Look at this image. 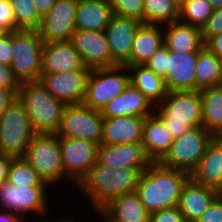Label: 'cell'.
<instances>
[{"instance_id": "6da1fadb", "label": "cell", "mask_w": 222, "mask_h": 222, "mask_svg": "<svg viewBox=\"0 0 222 222\" xmlns=\"http://www.w3.org/2000/svg\"><path fill=\"white\" fill-rule=\"evenodd\" d=\"M145 169L129 167L113 169L96 161L76 188L87 197L95 212L115 197L136 192L140 176Z\"/></svg>"}, {"instance_id": "7a4b0ae2", "label": "cell", "mask_w": 222, "mask_h": 222, "mask_svg": "<svg viewBox=\"0 0 222 222\" xmlns=\"http://www.w3.org/2000/svg\"><path fill=\"white\" fill-rule=\"evenodd\" d=\"M190 178L186 172L151 162L142 172L136 193L149 213L178 205L183 185Z\"/></svg>"}, {"instance_id": "3957f363", "label": "cell", "mask_w": 222, "mask_h": 222, "mask_svg": "<svg viewBox=\"0 0 222 222\" xmlns=\"http://www.w3.org/2000/svg\"><path fill=\"white\" fill-rule=\"evenodd\" d=\"M17 98L35 134H56L66 106L64 102L54 98L39 81L20 83Z\"/></svg>"}, {"instance_id": "277c9868", "label": "cell", "mask_w": 222, "mask_h": 222, "mask_svg": "<svg viewBox=\"0 0 222 222\" xmlns=\"http://www.w3.org/2000/svg\"><path fill=\"white\" fill-rule=\"evenodd\" d=\"M154 114L175 139L192 127L202 126L200 92L196 90L168 92L155 106Z\"/></svg>"}, {"instance_id": "5b68a950", "label": "cell", "mask_w": 222, "mask_h": 222, "mask_svg": "<svg viewBox=\"0 0 222 222\" xmlns=\"http://www.w3.org/2000/svg\"><path fill=\"white\" fill-rule=\"evenodd\" d=\"M24 158L49 186L64 180L73 183L64 173L59 137L56 134H35Z\"/></svg>"}, {"instance_id": "8992f818", "label": "cell", "mask_w": 222, "mask_h": 222, "mask_svg": "<svg viewBox=\"0 0 222 222\" xmlns=\"http://www.w3.org/2000/svg\"><path fill=\"white\" fill-rule=\"evenodd\" d=\"M43 40L37 30L12 31L10 68L19 83L38 81L42 67Z\"/></svg>"}, {"instance_id": "52a82bcc", "label": "cell", "mask_w": 222, "mask_h": 222, "mask_svg": "<svg viewBox=\"0 0 222 222\" xmlns=\"http://www.w3.org/2000/svg\"><path fill=\"white\" fill-rule=\"evenodd\" d=\"M34 135L23 104L15 98L0 116V152L24 157Z\"/></svg>"}, {"instance_id": "ba28073f", "label": "cell", "mask_w": 222, "mask_h": 222, "mask_svg": "<svg viewBox=\"0 0 222 222\" xmlns=\"http://www.w3.org/2000/svg\"><path fill=\"white\" fill-rule=\"evenodd\" d=\"M213 139L214 135L203 126L192 127L174 139L169 152L160 163L190 175Z\"/></svg>"}, {"instance_id": "9c48e42d", "label": "cell", "mask_w": 222, "mask_h": 222, "mask_svg": "<svg viewBox=\"0 0 222 222\" xmlns=\"http://www.w3.org/2000/svg\"><path fill=\"white\" fill-rule=\"evenodd\" d=\"M129 83L130 74L125 65L91 69L83 104L102 111L107 103L120 95Z\"/></svg>"}, {"instance_id": "30bf717a", "label": "cell", "mask_w": 222, "mask_h": 222, "mask_svg": "<svg viewBox=\"0 0 222 222\" xmlns=\"http://www.w3.org/2000/svg\"><path fill=\"white\" fill-rule=\"evenodd\" d=\"M103 119L101 111L84 104L66 105L56 135L90 140L100 145Z\"/></svg>"}, {"instance_id": "8fae6325", "label": "cell", "mask_w": 222, "mask_h": 222, "mask_svg": "<svg viewBox=\"0 0 222 222\" xmlns=\"http://www.w3.org/2000/svg\"><path fill=\"white\" fill-rule=\"evenodd\" d=\"M48 187H16L8 180L3 181L0 183V209L16 213L24 220L32 213L38 217L44 216L49 211L46 193Z\"/></svg>"}, {"instance_id": "7c38bea8", "label": "cell", "mask_w": 222, "mask_h": 222, "mask_svg": "<svg viewBox=\"0 0 222 222\" xmlns=\"http://www.w3.org/2000/svg\"><path fill=\"white\" fill-rule=\"evenodd\" d=\"M58 137L64 173L76 186L97 161L99 145L85 139Z\"/></svg>"}, {"instance_id": "4fadbf2b", "label": "cell", "mask_w": 222, "mask_h": 222, "mask_svg": "<svg viewBox=\"0 0 222 222\" xmlns=\"http://www.w3.org/2000/svg\"><path fill=\"white\" fill-rule=\"evenodd\" d=\"M91 68L58 74H40L39 83L56 99L66 105L83 104Z\"/></svg>"}, {"instance_id": "5bb4252c", "label": "cell", "mask_w": 222, "mask_h": 222, "mask_svg": "<svg viewBox=\"0 0 222 222\" xmlns=\"http://www.w3.org/2000/svg\"><path fill=\"white\" fill-rule=\"evenodd\" d=\"M78 0H55L41 18L37 29L44 43L70 41L75 32V13Z\"/></svg>"}, {"instance_id": "9a60e30c", "label": "cell", "mask_w": 222, "mask_h": 222, "mask_svg": "<svg viewBox=\"0 0 222 222\" xmlns=\"http://www.w3.org/2000/svg\"><path fill=\"white\" fill-rule=\"evenodd\" d=\"M84 66L94 68L114 67L105 30H75L70 40Z\"/></svg>"}, {"instance_id": "2e32d148", "label": "cell", "mask_w": 222, "mask_h": 222, "mask_svg": "<svg viewBox=\"0 0 222 222\" xmlns=\"http://www.w3.org/2000/svg\"><path fill=\"white\" fill-rule=\"evenodd\" d=\"M142 22L133 18L113 15L105 28L112 59L118 65H124L131 56L136 31Z\"/></svg>"}, {"instance_id": "e0dca14e", "label": "cell", "mask_w": 222, "mask_h": 222, "mask_svg": "<svg viewBox=\"0 0 222 222\" xmlns=\"http://www.w3.org/2000/svg\"><path fill=\"white\" fill-rule=\"evenodd\" d=\"M97 162L103 166L116 168H147L151 161L147 158L142 142L119 145L100 144Z\"/></svg>"}, {"instance_id": "ac0fdd59", "label": "cell", "mask_w": 222, "mask_h": 222, "mask_svg": "<svg viewBox=\"0 0 222 222\" xmlns=\"http://www.w3.org/2000/svg\"><path fill=\"white\" fill-rule=\"evenodd\" d=\"M196 63L197 53H176L168 50V73L164 78L167 91H195Z\"/></svg>"}, {"instance_id": "d6986e66", "label": "cell", "mask_w": 222, "mask_h": 222, "mask_svg": "<svg viewBox=\"0 0 222 222\" xmlns=\"http://www.w3.org/2000/svg\"><path fill=\"white\" fill-rule=\"evenodd\" d=\"M155 112L152 102L131 83L113 98L101 111L103 117L138 116L148 117Z\"/></svg>"}, {"instance_id": "ffe728a7", "label": "cell", "mask_w": 222, "mask_h": 222, "mask_svg": "<svg viewBox=\"0 0 222 222\" xmlns=\"http://www.w3.org/2000/svg\"><path fill=\"white\" fill-rule=\"evenodd\" d=\"M83 63L71 41L44 43L41 74H58L80 70Z\"/></svg>"}, {"instance_id": "44dd1931", "label": "cell", "mask_w": 222, "mask_h": 222, "mask_svg": "<svg viewBox=\"0 0 222 222\" xmlns=\"http://www.w3.org/2000/svg\"><path fill=\"white\" fill-rule=\"evenodd\" d=\"M145 117H104L100 144L119 145L142 142Z\"/></svg>"}, {"instance_id": "7402d4cb", "label": "cell", "mask_w": 222, "mask_h": 222, "mask_svg": "<svg viewBox=\"0 0 222 222\" xmlns=\"http://www.w3.org/2000/svg\"><path fill=\"white\" fill-rule=\"evenodd\" d=\"M217 196L214 188L198 184L189 178L182 187L177 207L186 222H196Z\"/></svg>"}, {"instance_id": "603a6c76", "label": "cell", "mask_w": 222, "mask_h": 222, "mask_svg": "<svg viewBox=\"0 0 222 222\" xmlns=\"http://www.w3.org/2000/svg\"><path fill=\"white\" fill-rule=\"evenodd\" d=\"M164 45L169 51L198 53L204 47L201 28L179 21L164 24Z\"/></svg>"}, {"instance_id": "cb8c5ba5", "label": "cell", "mask_w": 222, "mask_h": 222, "mask_svg": "<svg viewBox=\"0 0 222 222\" xmlns=\"http://www.w3.org/2000/svg\"><path fill=\"white\" fill-rule=\"evenodd\" d=\"M173 141V136L155 114L145 117L142 145L151 162H160L169 152Z\"/></svg>"}, {"instance_id": "d4e9b609", "label": "cell", "mask_w": 222, "mask_h": 222, "mask_svg": "<svg viewBox=\"0 0 222 222\" xmlns=\"http://www.w3.org/2000/svg\"><path fill=\"white\" fill-rule=\"evenodd\" d=\"M163 45V25L142 23L136 31L130 59L124 65H143Z\"/></svg>"}, {"instance_id": "484cf974", "label": "cell", "mask_w": 222, "mask_h": 222, "mask_svg": "<svg viewBox=\"0 0 222 222\" xmlns=\"http://www.w3.org/2000/svg\"><path fill=\"white\" fill-rule=\"evenodd\" d=\"M114 15L107 0H78L75 13L77 30L103 31Z\"/></svg>"}, {"instance_id": "4316f807", "label": "cell", "mask_w": 222, "mask_h": 222, "mask_svg": "<svg viewBox=\"0 0 222 222\" xmlns=\"http://www.w3.org/2000/svg\"><path fill=\"white\" fill-rule=\"evenodd\" d=\"M101 209L117 222H149L150 219L136 192L115 197Z\"/></svg>"}, {"instance_id": "83f0119b", "label": "cell", "mask_w": 222, "mask_h": 222, "mask_svg": "<svg viewBox=\"0 0 222 222\" xmlns=\"http://www.w3.org/2000/svg\"><path fill=\"white\" fill-rule=\"evenodd\" d=\"M190 178L201 185L216 188L222 178V146L213 139Z\"/></svg>"}, {"instance_id": "f1b7e54d", "label": "cell", "mask_w": 222, "mask_h": 222, "mask_svg": "<svg viewBox=\"0 0 222 222\" xmlns=\"http://www.w3.org/2000/svg\"><path fill=\"white\" fill-rule=\"evenodd\" d=\"M130 83L138 88L154 106H157L167 95L168 91L163 77L156 75L145 65L127 66Z\"/></svg>"}, {"instance_id": "f546056e", "label": "cell", "mask_w": 222, "mask_h": 222, "mask_svg": "<svg viewBox=\"0 0 222 222\" xmlns=\"http://www.w3.org/2000/svg\"><path fill=\"white\" fill-rule=\"evenodd\" d=\"M202 126L214 136L222 133V85L199 90Z\"/></svg>"}, {"instance_id": "4dcf8cb0", "label": "cell", "mask_w": 222, "mask_h": 222, "mask_svg": "<svg viewBox=\"0 0 222 222\" xmlns=\"http://www.w3.org/2000/svg\"><path fill=\"white\" fill-rule=\"evenodd\" d=\"M195 78L196 91L206 87L222 85V60L205 46L197 53Z\"/></svg>"}, {"instance_id": "1f68e13d", "label": "cell", "mask_w": 222, "mask_h": 222, "mask_svg": "<svg viewBox=\"0 0 222 222\" xmlns=\"http://www.w3.org/2000/svg\"><path fill=\"white\" fill-rule=\"evenodd\" d=\"M143 23L164 25L178 21L179 0H144Z\"/></svg>"}, {"instance_id": "d6a6232c", "label": "cell", "mask_w": 222, "mask_h": 222, "mask_svg": "<svg viewBox=\"0 0 222 222\" xmlns=\"http://www.w3.org/2000/svg\"><path fill=\"white\" fill-rule=\"evenodd\" d=\"M213 10L208 0H180L178 21L202 28Z\"/></svg>"}, {"instance_id": "836d02e7", "label": "cell", "mask_w": 222, "mask_h": 222, "mask_svg": "<svg viewBox=\"0 0 222 222\" xmlns=\"http://www.w3.org/2000/svg\"><path fill=\"white\" fill-rule=\"evenodd\" d=\"M7 180L16 187L49 186L24 157H13Z\"/></svg>"}, {"instance_id": "e575fe53", "label": "cell", "mask_w": 222, "mask_h": 222, "mask_svg": "<svg viewBox=\"0 0 222 222\" xmlns=\"http://www.w3.org/2000/svg\"><path fill=\"white\" fill-rule=\"evenodd\" d=\"M13 7L16 30H37L41 16L36 10L33 0H9Z\"/></svg>"}, {"instance_id": "d590c367", "label": "cell", "mask_w": 222, "mask_h": 222, "mask_svg": "<svg viewBox=\"0 0 222 222\" xmlns=\"http://www.w3.org/2000/svg\"><path fill=\"white\" fill-rule=\"evenodd\" d=\"M113 13L120 17L139 20L143 23L144 0H107Z\"/></svg>"}, {"instance_id": "8d00e7d4", "label": "cell", "mask_w": 222, "mask_h": 222, "mask_svg": "<svg viewBox=\"0 0 222 222\" xmlns=\"http://www.w3.org/2000/svg\"><path fill=\"white\" fill-rule=\"evenodd\" d=\"M167 56L168 48L163 45L143 65L153 71L156 75L165 78L168 73Z\"/></svg>"}, {"instance_id": "74e56055", "label": "cell", "mask_w": 222, "mask_h": 222, "mask_svg": "<svg viewBox=\"0 0 222 222\" xmlns=\"http://www.w3.org/2000/svg\"><path fill=\"white\" fill-rule=\"evenodd\" d=\"M204 43L211 37L222 33V7L214 9L207 22L201 28Z\"/></svg>"}, {"instance_id": "f35d334b", "label": "cell", "mask_w": 222, "mask_h": 222, "mask_svg": "<svg viewBox=\"0 0 222 222\" xmlns=\"http://www.w3.org/2000/svg\"><path fill=\"white\" fill-rule=\"evenodd\" d=\"M149 222H186L177 206L150 213Z\"/></svg>"}, {"instance_id": "ab89813d", "label": "cell", "mask_w": 222, "mask_h": 222, "mask_svg": "<svg viewBox=\"0 0 222 222\" xmlns=\"http://www.w3.org/2000/svg\"><path fill=\"white\" fill-rule=\"evenodd\" d=\"M0 26L6 32L16 30L13 7L11 6L9 0H0Z\"/></svg>"}, {"instance_id": "60d3db41", "label": "cell", "mask_w": 222, "mask_h": 222, "mask_svg": "<svg viewBox=\"0 0 222 222\" xmlns=\"http://www.w3.org/2000/svg\"><path fill=\"white\" fill-rule=\"evenodd\" d=\"M196 222H222V197L217 196Z\"/></svg>"}, {"instance_id": "b9f144b4", "label": "cell", "mask_w": 222, "mask_h": 222, "mask_svg": "<svg viewBox=\"0 0 222 222\" xmlns=\"http://www.w3.org/2000/svg\"><path fill=\"white\" fill-rule=\"evenodd\" d=\"M12 60V32L0 36V64L10 66Z\"/></svg>"}, {"instance_id": "7bdbcfd3", "label": "cell", "mask_w": 222, "mask_h": 222, "mask_svg": "<svg viewBox=\"0 0 222 222\" xmlns=\"http://www.w3.org/2000/svg\"><path fill=\"white\" fill-rule=\"evenodd\" d=\"M20 83L8 65L0 64V89H19Z\"/></svg>"}, {"instance_id": "ee69618b", "label": "cell", "mask_w": 222, "mask_h": 222, "mask_svg": "<svg viewBox=\"0 0 222 222\" xmlns=\"http://www.w3.org/2000/svg\"><path fill=\"white\" fill-rule=\"evenodd\" d=\"M204 46L220 60H222V33L211 36Z\"/></svg>"}, {"instance_id": "f6af8a7d", "label": "cell", "mask_w": 222, "mask_h": 222, "mask_svg": "<svg viewBox=\"0 0 222 222\" xmlns=\"http://www.w3.org/2000/svg\"><path fill=\"white\" fill-rule=\"evenodd\" d=\"M18 89H0V116L17 98Z\"/></svg>"}, {"instance_id": "bcb514c9", "label": "cell", "mask_w": 222, "mask_h": 222, "mask_svg": "<svg viewBox=\"0 0 222 222\" xmlns=\"http://www.w3.org/2000/svg\"><path fill=\"white\" fill-rule=\"evenodd\" d=\"M13 157L0 152V183L8 179V169Z\"/></svg>"}, {"instance_id": "7dc6e473", "label": "cell", "mask_w": 222, "mask_h": 222, "mask_svg": "<svg viewBox=\"0 0 222 222\" xmlns=\"http://www.w3.org/2000/svg\"><path fill=\"white\" fill-rule=\"evenodd\" d=\"M36 10L40 14V16H44L46 13L50 11L52 6L55 3V0H33Z\"/></svg>"}, {"instance_id": "c3c4849f", "label": "cell", "mask_w": 222, "mask_h": 222, "mask_svg": "<svg viewBox=\"0 0 222 222\" xmlns=\"http://www.w3.org/2000/svg\"><path fill=\"white\" fill-rule=\"evenodd\" d=\"M20 215L0 209V222H25Z\"/></svg>"}, {"instance_id": "681fc988", "label": "cell", "mask_w": 222, "mask_h": 222, "mask_svg": "<svg viewBox=\"0 0 222 222\" xmlns=\"http://www.w3.org/2000/svg\"><path fill=\"white\" fill-rule=\"evenodd\" d=\"M96 212H98L100 214V217H102L103 219H101L103 222H117L113 219H111L102 209H97Z\"/></svg>"}, {"instance_id": "f907efd6", "label": "cell", "mask_w": 222, "mask_h": 222, "mask_svg": "<svg viewBox=\"0 0 222 222\" xmlns=\"http://www.w3.org/2000/svg\"><path fill=\"white\" fill-rule=\"evenodd\" d=\"M208 1L211 3L213 9H219L222 7V0H208Z\"/></svg>"}, {"instance_id": "816d5d0a", "label": "cell", "mask_w": 222, "mask_h": 222, "mask_svg": "<svg viewBox=\"0 0 222 222\" xmlns=\"http://www.w3.org/2000/svg\"><path fill=\"white\" fill-rule=\"evenodd\" d=\"M44 222H75V221L72 218L65 217L64 219L61 218V220L57 219V220H51V221L44 219Z\"/></svg>"}, {"instance_id": "f5cc1de1", "label": "cell", "mask_w": 222, "mask_h": 222, "mask_svg": "<svg viewBox=\"0 0 222 222\" xmlns=\"http://www.w3.org/2000/svg\"><path fill=\"white\" fill-rule=\"evenodd\" d=\"M215 191L218 196H222V178H221V181L218 184V186L215 188Z\"/></svg>"}, {"instance_id": "db71d44e", "label": "cell", "mask_w": 222, "mask_h": 222, "mask_svg": "<svg viewBox=\"0 0 222 222\" xmlns=\"http://www.w3.org/2000/svg\"><path fill=\"white\" fill-rule=\"evenodd\" d=\"M214 139L222 146V133L215 135Z\"/></svg>"}, {"instance_id": "11a10c76", "label": "cell", "mask_w": 222, "mask_h": 222, "mask_svg": "<svg viewBox=\"0 0 222 222\" xmlns=\"http://www.w3.org/2000/svg\"><path fill=\"white\" fill-rule=\"evenodd\" d=\"M6 31L0 26V36L3 35Z\"/></svg>"}]
</instances>
